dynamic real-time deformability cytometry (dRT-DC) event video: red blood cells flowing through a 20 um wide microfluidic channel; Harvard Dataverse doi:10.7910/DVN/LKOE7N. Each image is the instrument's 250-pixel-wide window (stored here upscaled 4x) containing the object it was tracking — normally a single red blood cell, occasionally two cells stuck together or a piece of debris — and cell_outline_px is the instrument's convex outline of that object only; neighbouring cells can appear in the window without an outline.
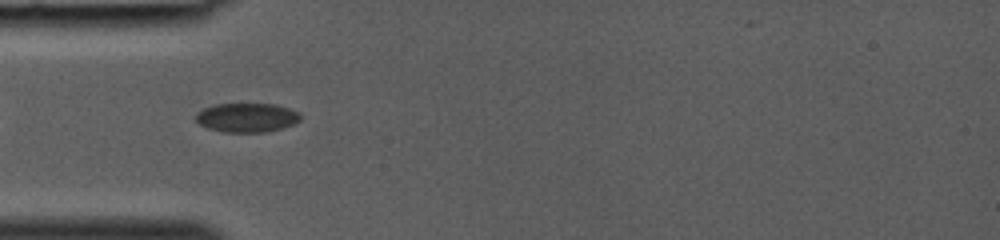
{"species": "common noctule bat (a hibernating species)", "species_latin": "Nyctalus noctula", "temperature_condition": "room temperature", "stored_images_in_passage": 27, "camera_frame_rate_fps": 3000, "um_per_image_px": 0.085, "animal": {"sex": "female", "body_mass_g": 19.0, "forearm_length_mm": 53.3}, "frame": {"image": 1, "passage_image": 2, "time_ms": 0.333, "image_size_px": [1000, 240], "cell_outline_px": [[300, 120], [284, 128], [264, 132], [224, 132], [208, 128], [200, 124], [196, 120], [196, 112], [204, 108], [216, 104], [276, 104], [300, 112]], "centroid_in_image_um": [20.99, 9.99], "position_along_channel_um": 64.0, "area_um2": 17.74}}
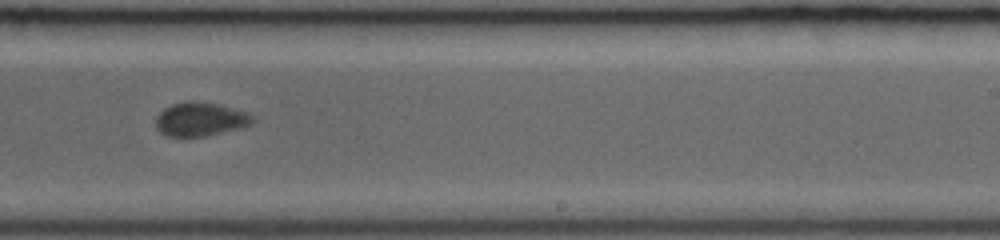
{"frame": {"image": 2, "passage_image": 14, "time_ms": 4.333, "image_size_px": [1000, 240], "cell_outline_px": [[256, 120], [244, 128], [204, 136], [168, 136], [160, 132], [156, 128], [156, 116], [164, 108], [172, 104], [220, 104], [248, 112], [256, 116]], "centroid_in_image_um": [17.11, 10.18], "position_along_channel_um": 271.9, "area_um2": 18.67}}
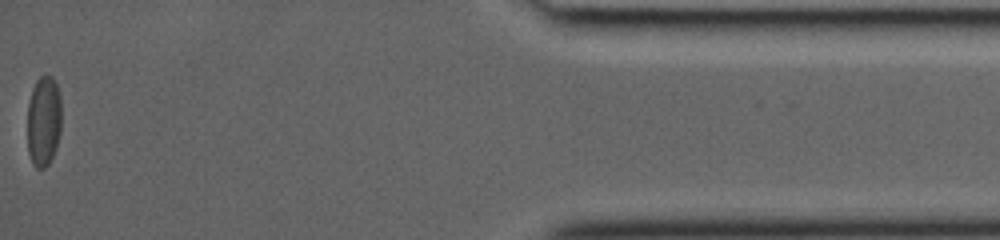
{"frame": {"image": 3, "passage_image": 27, "time_ms": 8.667, "image_size_px": [1000, 240], "cell_outline_px": [[60, 132], [56, 148], [48, 164], [44, 168], [36, 168], [32, 164], [28, 152], [28, 104], [32, 88], [36, 80], [44, 72], [52, 76], [56, 84], [60, 96]], "centroid_in_image_um": [3.7, 10.26], "position_along_channel_um": 431.5, "area_um2": 18.15}}